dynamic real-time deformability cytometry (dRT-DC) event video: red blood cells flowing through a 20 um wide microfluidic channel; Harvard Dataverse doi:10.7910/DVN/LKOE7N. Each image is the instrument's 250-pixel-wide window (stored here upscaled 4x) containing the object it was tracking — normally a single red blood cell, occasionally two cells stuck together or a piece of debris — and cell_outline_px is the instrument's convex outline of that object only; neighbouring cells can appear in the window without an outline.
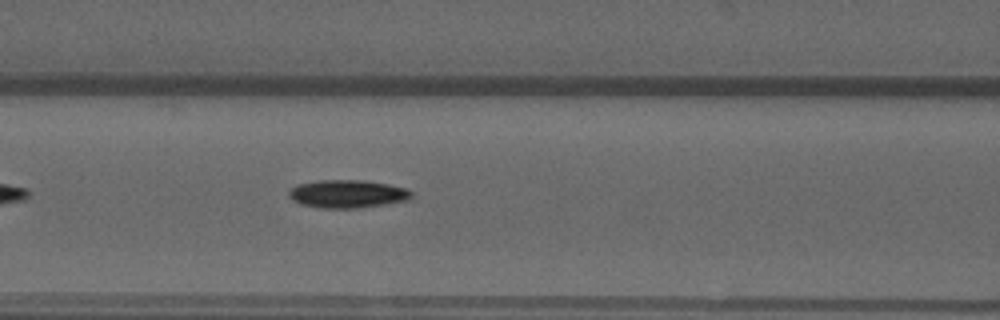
{"species": "common noctule bat (a hibernating species)", "species_latin": "Nyctalus noctula", "temperature_condition": "warm", "stored_images_in_passage": 41, "camera_frame_rate_fps": 3000, "um_per_image_px": 0.085, "animal": {"sex": "male", "forearm_length_mm": 52.5}, "frame": {"image": 1, "passage_image": 10, "time_ms": 3.0, "image_size_px": [1000, 320], "cell_outline_px": [[412, 200], [360, 208], [320, 208], [300, 204], [292, 200], [288, 196], [288, 192], [296, 184], [316, 180], [364, 180], [388, 184], [408, 188], [412, 192]], "centroid_in_image_um": [29.55, 16.48], "position_along_channel_um": 137.0, "area_um2": 20.4}}
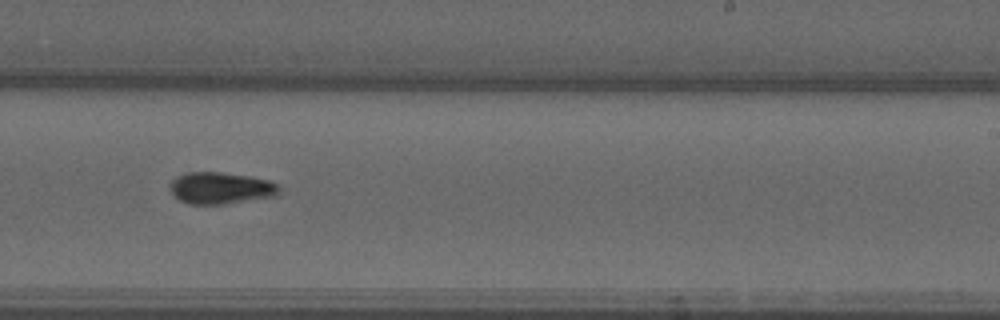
{"frame": {"image": 2, "passage_image": 21, "time_ms": 6.667, "image_size_px": [1000, 320], "cell_outline_px": [[280, 196], [224, 204], [188, 204], [180, 200], [168, 188], [168, 184], [176, 176], [188, 172], [220, 172], [248, 176], [268, 180], [280, 184]], "centroid_in_image_um": [18.79, 15.99], "position_along_channel_um": 270.2, "area_um2": 20.52}}
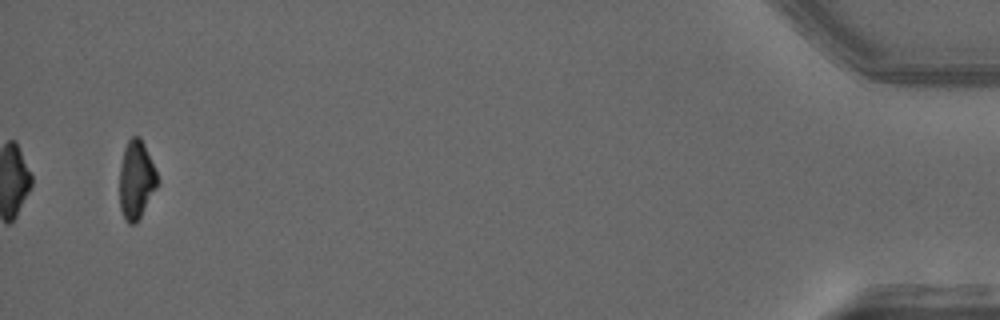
{"frame": {"image": 3, "passage_image": 41, "time_ms": 13.333, "image_size_px": [1000, 320], "cell_outline_px": [[160, 180], [156, 188], [136, 224], [128, 224], [124, 220], [120, 208], [120, 168], [124, 148], [128, 140], [132, 136], [140, 136], [144, 144]], "centroid_in_image_um": [11.58, 15.3], "position_along_channel_um": 423.6, "area_um2": 17.28}, "authors_computed_cell_mechanics": {"area_um2": 19.363, "velocity_mm_per_s": 3.6564, "shape_relaxation_time_tau1_ms": 4.2931, "shape_relaxation_time_tau2_ms": 6.8712, "deformation_change_tau1": 0.171, "deformation_change_tau2": 0.1128}}